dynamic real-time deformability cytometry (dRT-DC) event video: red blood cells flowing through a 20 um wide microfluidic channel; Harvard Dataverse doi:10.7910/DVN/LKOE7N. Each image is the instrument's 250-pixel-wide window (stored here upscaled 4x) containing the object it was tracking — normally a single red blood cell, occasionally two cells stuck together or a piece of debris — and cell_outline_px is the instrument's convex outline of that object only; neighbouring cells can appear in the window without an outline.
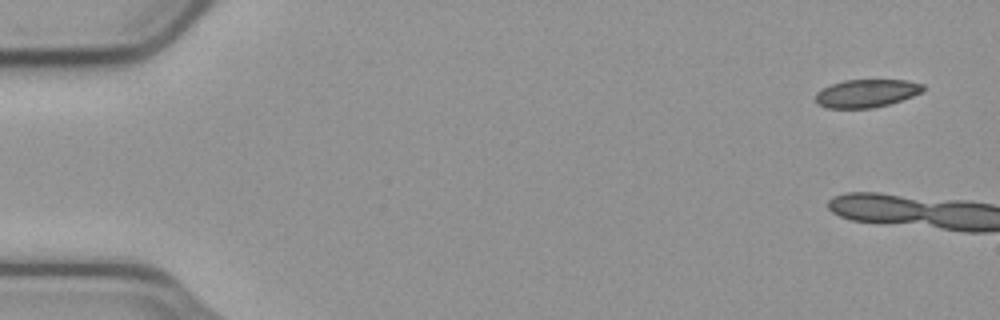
{"species": "common noctule bat (a hibernating species)", "species_latin": "Nyctalus noctula", "temperature_condition": "cold", "stored_images_in_passage": 4, "camera_frame_rate_fps": 3000, "um_per_image_px": 0.085, "animal": {"sex": "male", "body_mass_g": 23.1, "forearm_length_mm": 52.7}, "frame": {"image": 1, "passage_image": 1, "time_ms": 0.0, "image_size_px": [1000, 320], "cell_outline_px": [[924, 92], [888, 104], [872, 108], [828, 108], [816, 104], [816, 92], [832, 84], [844, 80], [908, 80], [924, 84]], "centroid_in_image_um": [73.66, 7.93], "position_along_channel_um": 11.3, "area_um2": 17.51}}